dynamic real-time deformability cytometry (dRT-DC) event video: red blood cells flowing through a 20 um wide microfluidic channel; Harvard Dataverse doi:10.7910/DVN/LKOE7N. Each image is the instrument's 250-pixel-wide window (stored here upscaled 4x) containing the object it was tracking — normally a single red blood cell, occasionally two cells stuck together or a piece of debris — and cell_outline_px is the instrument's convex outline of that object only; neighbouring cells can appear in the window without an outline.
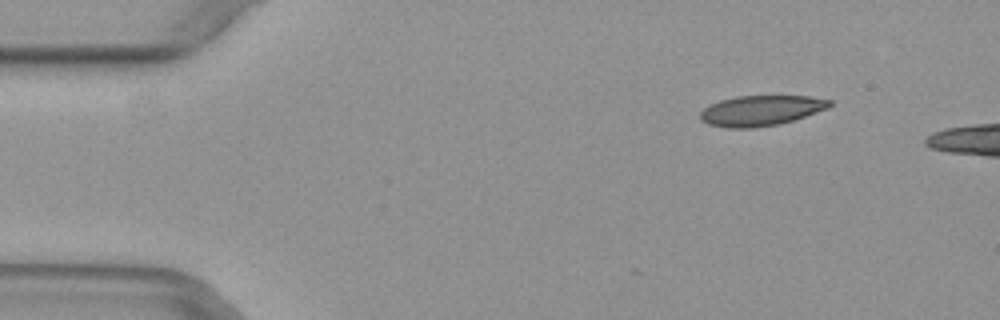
{"species": "common noctule bat (a hibernating species)", "species_latin": "Nyctalus noctula", "temperature_condition": "warm", "stored_images_in_passage": 10, "camera_frame_rate_fps": 3000, "um_per_image_px": 0.085, "animal": {"sex": "female", "body_mass_g": 29.2, "forearm_length_mm": 56.3}, "frame": {"image": 1, "passage_image": 6, "time_ms": 1.667, "image_size_px": [1000, 320], "cell_outline_px": [[832, 104], [828, 108], [780, 124], [752, 128], [728, 128], [708, 124], [700, 120], [700, 112], [704, 108], [720, 100], [736, 96], [808, 96], [832, 100]], "centroid_in_image_um": [64.66, 9.4], "position_along_channel_um": 20.3, "area_um2": 22.77}}